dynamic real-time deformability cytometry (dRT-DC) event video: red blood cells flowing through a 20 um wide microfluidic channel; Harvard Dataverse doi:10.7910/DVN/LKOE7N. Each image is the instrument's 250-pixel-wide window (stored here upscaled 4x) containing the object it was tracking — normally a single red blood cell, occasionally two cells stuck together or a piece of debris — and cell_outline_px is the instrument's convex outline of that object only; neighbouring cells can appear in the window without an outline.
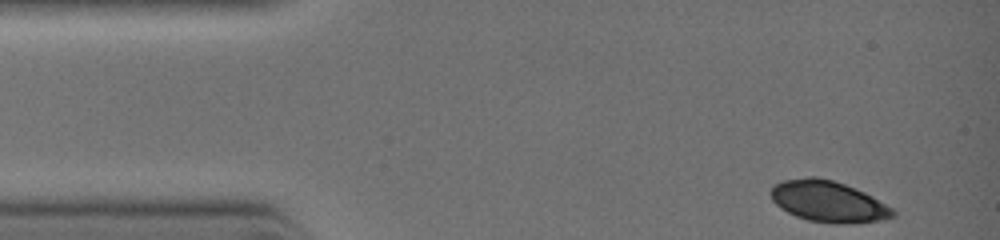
{"species": "common noctule bat (a hibernating species)", "species_latin": "Nyctalus noctula", "temperature_condition": "warm", "stored_images_in_passage": 4, "camera_frame_rate_fps": 3000, "um_per_image_px": 0.085, "animal": {"sex": "female", "body_mass_g": 19.0, "forearm_length_mm": 51.5}, "frame": {"image": 1, "passage_image": 1, "time_ms": 0.0, "image_size_px": [1000, 240], "cell_outline_px": [[896, 216], [880, 220], [844, 224], [836, 224], [808, 220], [796, 216], [780, 208], [772, 200], [768, 192], [776, 184], [784, 180], [808, 176], [816, 176], [832, 180], [844, 184], [864, 192], [872, 196], [892, 208], [896, 212]], "centroid_in_image_um": [70.38, 17.12], "position_along_channel_um": 14.6, "area_um2": 29.25}}
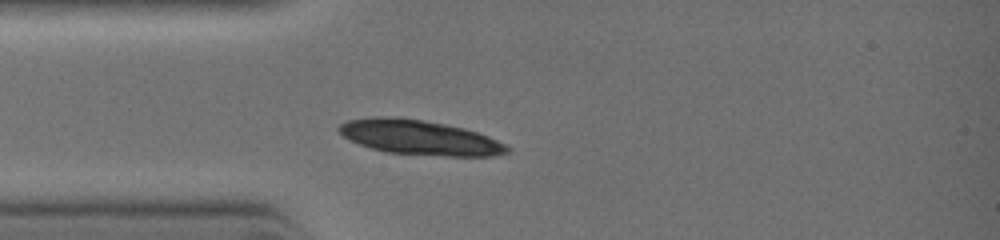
{"frame": {"image": 2, "passage_image": 4, "time_ms": 2.0, "image_size_px": [1000, 240], "cell_outline_px": [[512, 152], [492, 156], [444, 156], [388, 152], [372, 148], [360, 144], [344, 136], [336, 128], [340, 124], [348, 120], [372, 116], [400, 116], [424, 120], [464, 128], [488, 136], [512, 148]], "centroid_in_image_um": [35.68, 11.67], "position_along_channel_um": 49.3, "area_um2": 34.04}}